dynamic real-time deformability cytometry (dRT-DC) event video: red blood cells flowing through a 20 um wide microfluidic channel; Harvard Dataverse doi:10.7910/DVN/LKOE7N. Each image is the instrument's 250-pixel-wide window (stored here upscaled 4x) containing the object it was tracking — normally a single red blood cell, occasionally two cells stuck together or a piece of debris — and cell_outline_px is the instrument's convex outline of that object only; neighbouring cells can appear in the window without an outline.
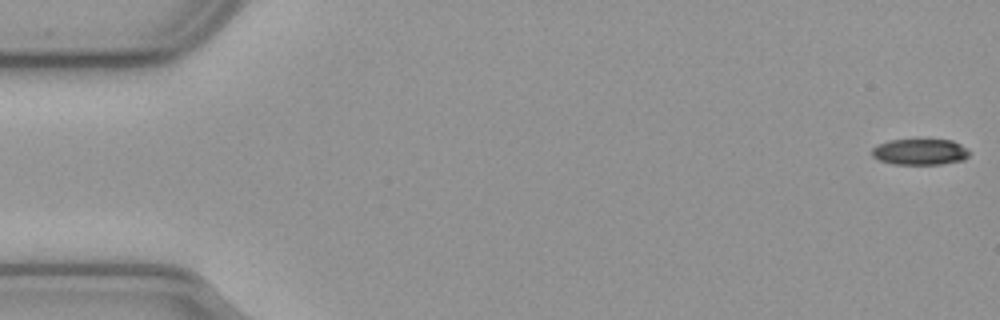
{"species": "common noctule bat (a hibernating species)", "species_latin": "Nyctalus noctula", "temperature_condition": "cold", "stored_images_in_passage": 56, "camera_frame_rate_fps": 3000, "um_per_image_px": 0.085, "animal": {"sex": "male", "body_mass_g": 23.1, "forearm_length_mm": 52.7}, "frame": {"image": 1, "passage_image": 1, "time_ms": 0.0, "image_size_px": [1000, 320], "cell_outline_px": [[972, 152], [964, 160], [940, 164], [892, 164], [880, 160], [872, 156], [872, 148], [876, 144], [888, 140], [952, 140], [968, 148]], "centroid_in_image_um": [78.21, 12.91], "position_along_channel_um": 6.8, "area_um2": 14.91}}
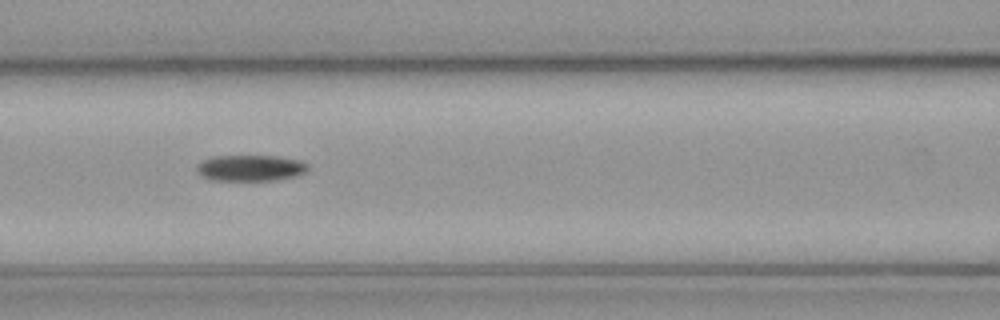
{"frame": {"image": 2, "passage_image": 24, "time_ms": 7.667, "image_size_px": [1000, 320], "cell_outline_px": [[308, 172], [296, 176], [276, 180], [212, 180], [200, 176], [196, 172], [196, 164], [212, 156], [276, 156], [300, 160], [308, 164]], "centroid_in_image_um": [21.28, 14.28], "position_along_channel_um": 145.3, "area_um2": 17.11}}
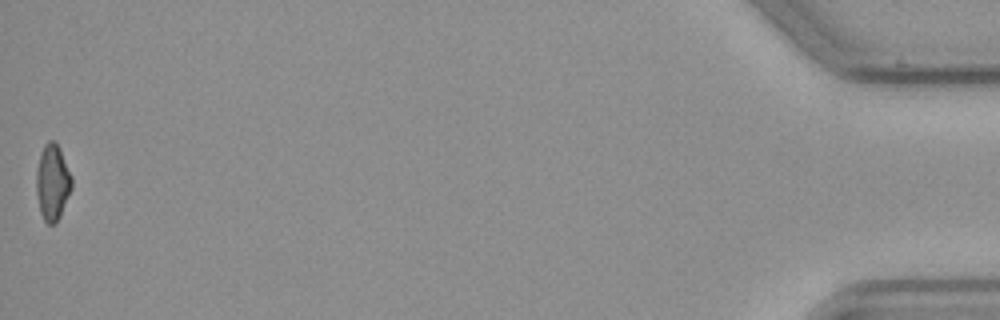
{"frame": {"image": 3, "passage_image": 56, "time_ms": 18.333, "image_size_px": [1000, 320], "cell_outline_px": [[72, 188], [60, 216], [56, 224], [48, 224], [44, 220], [40, 212], [36, 192], [36, 172], [40, 152], [44, 144], [48, 140], [56, 140], [60, 148], [72, 176]], "centroid_in_image_um": [4.46, 15.47], "position_along_channel_um": 430.7, "area_um2": 15.95}}